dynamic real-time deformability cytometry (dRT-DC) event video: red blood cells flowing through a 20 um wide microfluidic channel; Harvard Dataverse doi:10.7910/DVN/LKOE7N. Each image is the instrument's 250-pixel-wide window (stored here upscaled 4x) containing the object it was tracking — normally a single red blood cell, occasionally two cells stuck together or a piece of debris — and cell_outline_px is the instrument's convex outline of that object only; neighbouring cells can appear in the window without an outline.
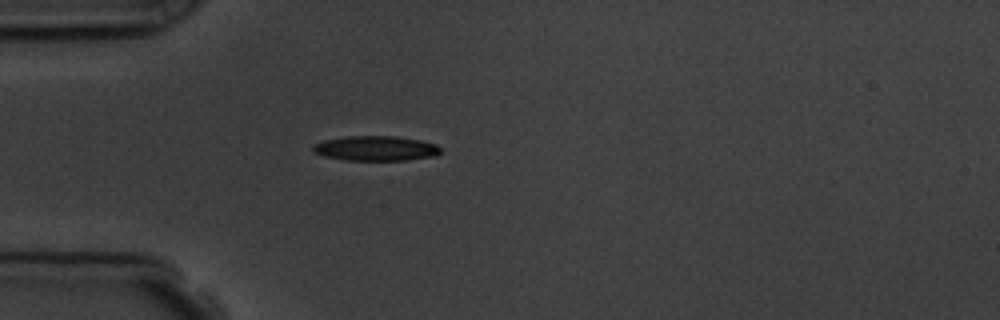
{"species": "common noctule bat (a hibernating species)", "species_latin": "Nyctalus noctula", "temperature_condition": "room temperature", "stored_images_in_passage": 1, "camera_frame_rate_fps": 3000, "um_per_image_px": 0.085, "animal": {"sex": "male", "body_mass_g": 19.5, "forearm_length_mm": 54.6}, "frame": {"image": 1, "passage_image": 1, "time_ms": 0.0, "image_size_px": [1000, 320], "cell_outline_px": [[440, 152], [436, 156], [408, 160], [348, 160], [324, 156], [312, 152], [312, 144], [324, 140], [348, 136], [396, 136], [420, 140], [436, 144], [440, 148]], "centroid_in_image_um": [31.93, 12.61], "position_along_channel_um": 53.1, "area_um2": 18.55}}